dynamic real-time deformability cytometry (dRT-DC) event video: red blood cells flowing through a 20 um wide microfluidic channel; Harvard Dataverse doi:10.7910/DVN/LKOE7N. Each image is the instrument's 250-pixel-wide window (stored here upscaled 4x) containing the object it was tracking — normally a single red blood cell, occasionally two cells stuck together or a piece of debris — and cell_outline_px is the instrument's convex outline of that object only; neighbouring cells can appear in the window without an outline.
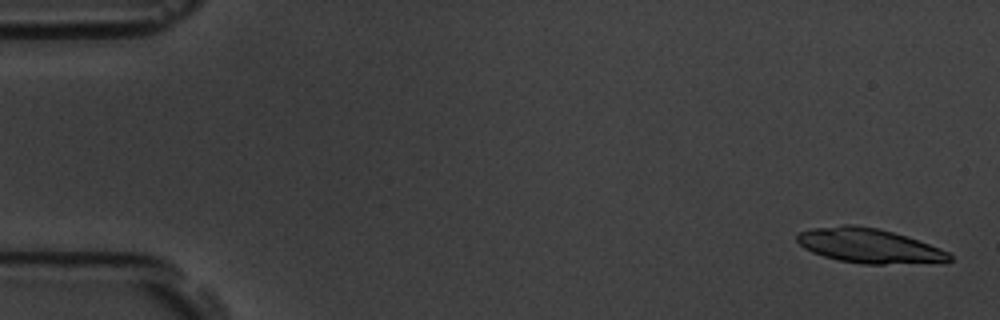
{"species": "common noctule bat (a hibernating species)", "species_latin": "Nyctalus noctula", "temperature_condition": "room temperature", "stored_images_in_passage": 6, "camera_frame_rate_fps": 3000, "um_per_image_px": 0.085, "animal": {"sex": "male", "body_mass_g": 19.5, "forearm_length_mm": 54.6}, "frame": {"image": 1, "passage_image": 1, "time_ms": 0.0, "image_size_px": [1000, 320], "cell_outline_px": [[952, 260], [948, 264], [864, 264], [840, 260], [824, 256], [812, 252], [804, 248], [796, 240], [796, 236], [800, 232], [812, 228], [844, 224], [852, 224], [880, 228], [940, 248], [948, 252], [952, 256]], "centroid_in_image_um": [73.94, 20.91], "position_along_channel_um": 11.1, "area_um2": 31.04}}
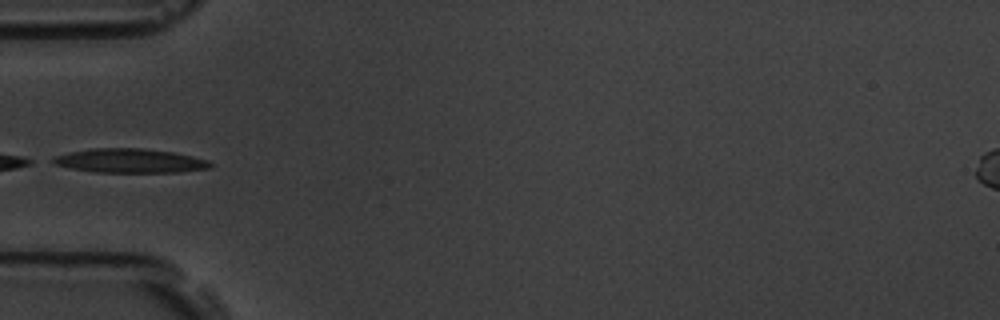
{"frame": {"image": 2, "passage_image": 6, "time_ms": 5.667, "image_size_px": [1000, 320], "cell_outline_px": [[212, 168], [180, 172], [92, 172], [68, 168], [52, 164], [48, 160], [56, 156], [68, 152], [92, 148], [140, 148], [172, 152], [192, 156], [208, 160], [212, 164]], "centroid_in_image_um": [10.99, 13.67], "position_along_channel_um": 74.0, "area_um2": 22.31}}